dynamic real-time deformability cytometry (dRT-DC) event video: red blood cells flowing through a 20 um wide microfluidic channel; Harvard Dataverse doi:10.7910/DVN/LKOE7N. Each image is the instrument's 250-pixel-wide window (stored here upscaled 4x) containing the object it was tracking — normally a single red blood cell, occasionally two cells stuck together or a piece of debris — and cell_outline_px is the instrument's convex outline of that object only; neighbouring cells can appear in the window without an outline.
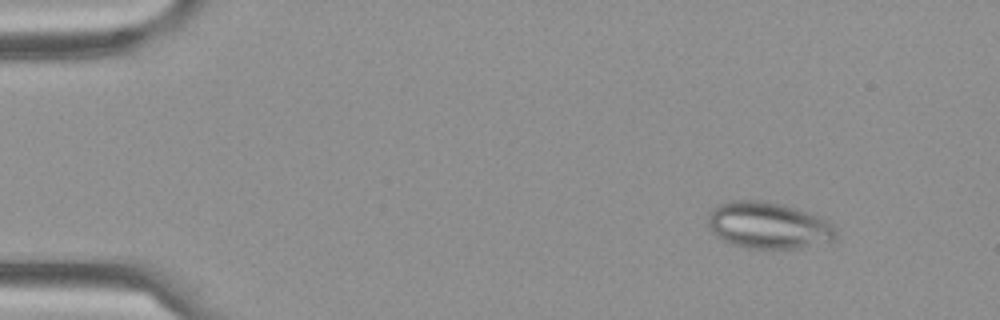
{"species": "Egyptian fruit bat (a non-hibernating species)", "species_latin": "Rousettus aegyptiacus", "temperature_condition": "cold", "stored_images_in_passage": 60, "camera_frame_rate_fps": 3000, "um_per_image_px": 0.085, "frame": {"image": 1, "passage_image": 7, "time_ms": 2.0, "image_size_px": [1000, 320], "cell_outline_px": [[836, 240], [804, 248], [748, 248], [732, 244], [724, 240], [712, 232], [708, 228], [708, 212], [712, 208], [720, 204], [732, 200], [768, 200], [808, 212], [828, 220], [836, 228]], "centroid_in_image_um": [65.32, 19.15], "position_along_channel_um": 19.7, "area_um2": 35.08}}
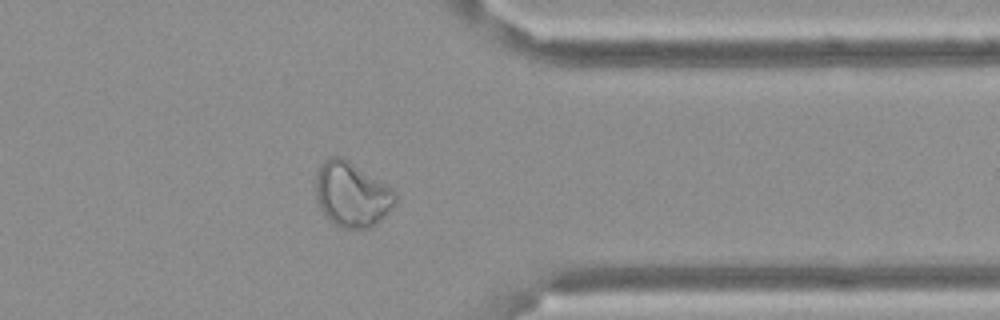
{"frame": {"image": 2, "passage_image": 48, "time_ms": 15.667, "image_size_px": [1000, 320], "cell_outline_px": [[396, 204], [372, 228], [340, 228], [332, 224], [320, 208], [316, 200], [316, 172], [320, 164], [328, 156], [340, 156], [392, 188], [396, 192]], "centroid_in_image_um": [29.88, 16.55], "position_along_channel_um": 381.5, "area_um2": 30.11}}
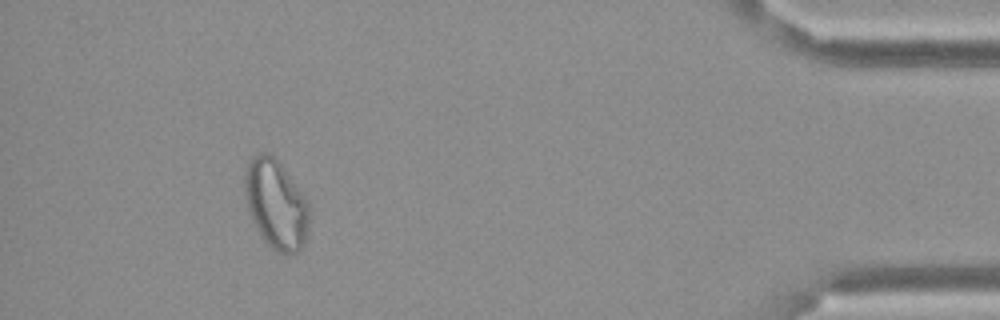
{"frame": {"image": 3, "passage_image": 55, "time_ms": 18.0, "image_size_px": [1000, 320], "cell_outline_px": [[308, 228], [304, 244], [300, 252], [292, 256], [276, 252], [260, 236], [252, 220], [244, 196], [244, 172], [248, 160], [252, 156], [260, 152], [272, 152], [308, 200]], "centroid_in_image_um": [23.44, 17.35], "position_along_channel_um": 411.8, "area_um2": 34.22}}